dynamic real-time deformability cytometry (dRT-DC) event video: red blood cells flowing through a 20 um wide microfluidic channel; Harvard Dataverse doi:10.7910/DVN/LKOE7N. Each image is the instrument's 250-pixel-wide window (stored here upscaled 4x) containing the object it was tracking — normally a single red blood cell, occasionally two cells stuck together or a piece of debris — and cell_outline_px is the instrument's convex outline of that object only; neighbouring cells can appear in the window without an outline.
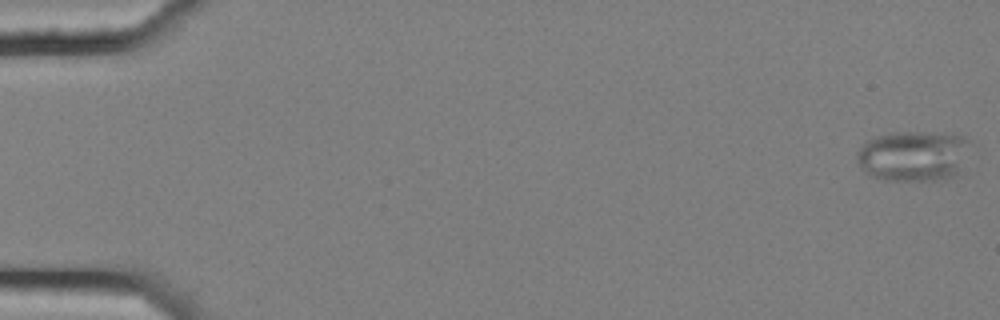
{"species": "common noctule bat (a hibernating species)", "species_latin": "Nyctalus noctula", "temperature_condition": "cold", "stored_images_in_passage": 5, "camera_frame_rate_fps": 3000, "um_per_image_px": 0.085, "animal": {"sex": "female", "body_mass_g": 25.1}, "frame": {"image": 1, "passage_image": 1, "time_ms": 0.0, "image_size_px": [1000, 320], "cell_outline_px": [[972, 144], [960, 176], [944, 180], [884, 180], [868, 176], [860, 168], [856, 160], [856, 152], [872, 136], [892, 132], [924, 132], [964, 136], [972, 140]], "centroid_in_image_um": [77.69, 13.27], "position_along_channel_um": 7.3, "area_um2": 34.51}}
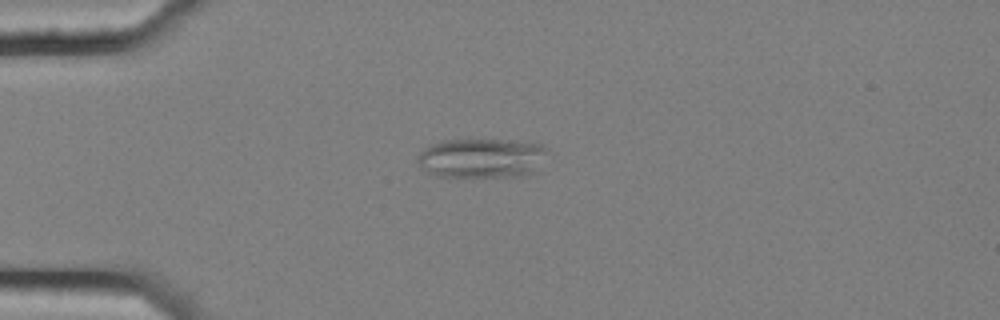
{"frame": {"image": 2, "passage_image": 5, "time_ms": 1.333, "image_size_px": [1000, 320], "cell_outline_px": [[544, 152], [532, 172], [524, 176], [440, 176], [428, 172], [416, 160], [416, 156], [424, 148], [440, 140], [512, 140], [544, 144]], "centroid_in_image_um": [40.87, 13.42], "position_along_channel_um": 44.1, "area_um2": 29.3}}